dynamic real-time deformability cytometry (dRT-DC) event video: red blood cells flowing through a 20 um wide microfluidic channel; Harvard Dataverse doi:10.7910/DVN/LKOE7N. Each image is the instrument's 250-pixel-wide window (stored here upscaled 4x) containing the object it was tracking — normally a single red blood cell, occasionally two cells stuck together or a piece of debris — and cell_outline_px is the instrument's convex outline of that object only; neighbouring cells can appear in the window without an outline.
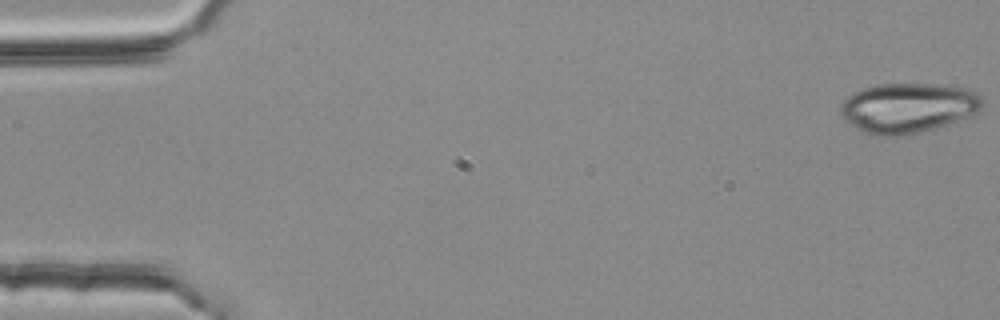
{"species": "common noctule bat (a hibernating species)", "species_latin": "Nyctalus noctula", "temperature_condition": "room temperature", "stored_images_in_passage": 55, "camera_frame_rate_fps": 3000, "um_per_image_px": 0.085, "animal": {"sex": "female", "body_mass_g": 25.1}, "frame": {"image": 1, "passage_image": 1, "time_ms": 0.0, "image_size_px": [1000, 320], "cell_outline_px": [[984, 104], [980, 112], [932, 128], [916, 132], [896, 136], [872, 136], [848, 124], [840, 112], [840, 108], [844, 100], [852, 92], [876, 84], [936, 84], [964, 88], [976, 92], [984, 100]], "centroid_in_image_um": [77.16, 9.15], "position_along_channel_um": 7.8, "area_um2": 41.1}}
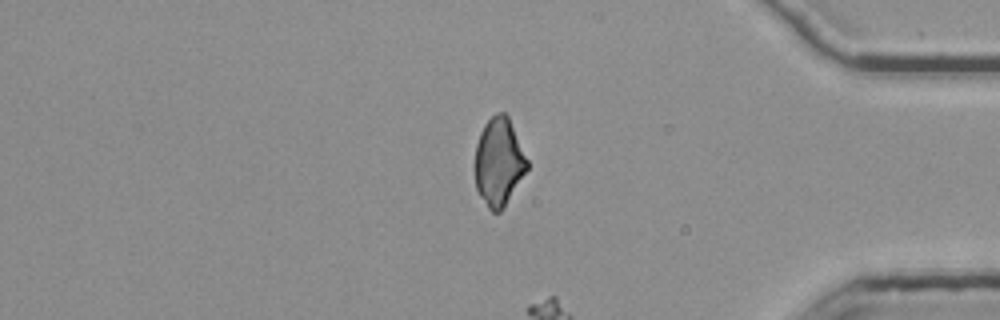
{"frame": {"image": 2, "passage_image": 46, "time_ms": 15.0, "image_size_px": [1000, 320], "cell_outline_px": [[528, 168], [504, 208], [500, 212], [492, 212], [488, 208], [480, 196], [476, 188], [476, 144], [480, 132], [484, 124], [496, 112], [504, 112], [508, 116], [528, 160]], "centroid_in_image_um": [42.41, 13.77], "position_along_channel_um": 392.8, "area_um2": 26.59}}
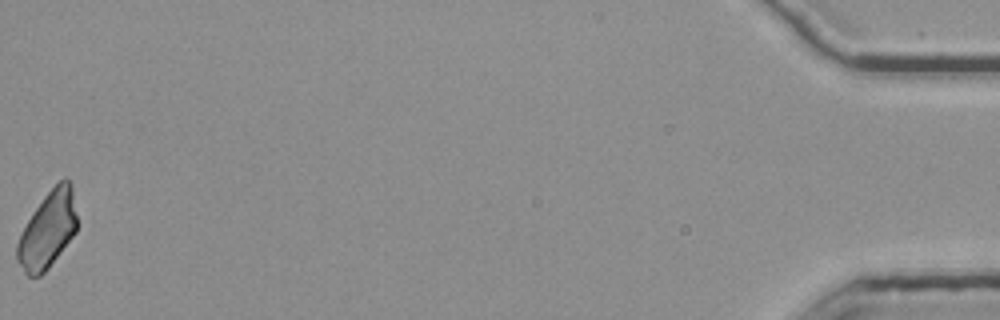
{"frame": {"image": 3, "passage_image": 55, "time_ms": 18.0, "image_size_px": [1000, 320], "cell_outline_px": [[76, 232], [48, 268], [40, 276], [28, 276], [24, 272], [16, 260], [16, 244], [28, 220], [44, 196], [64, 176], [72, 184], [76, 216]], "centroid_in_image_um": [4.05, 19.54], "position_along_channel_um": 431.2, "area_um2": 26.3}}